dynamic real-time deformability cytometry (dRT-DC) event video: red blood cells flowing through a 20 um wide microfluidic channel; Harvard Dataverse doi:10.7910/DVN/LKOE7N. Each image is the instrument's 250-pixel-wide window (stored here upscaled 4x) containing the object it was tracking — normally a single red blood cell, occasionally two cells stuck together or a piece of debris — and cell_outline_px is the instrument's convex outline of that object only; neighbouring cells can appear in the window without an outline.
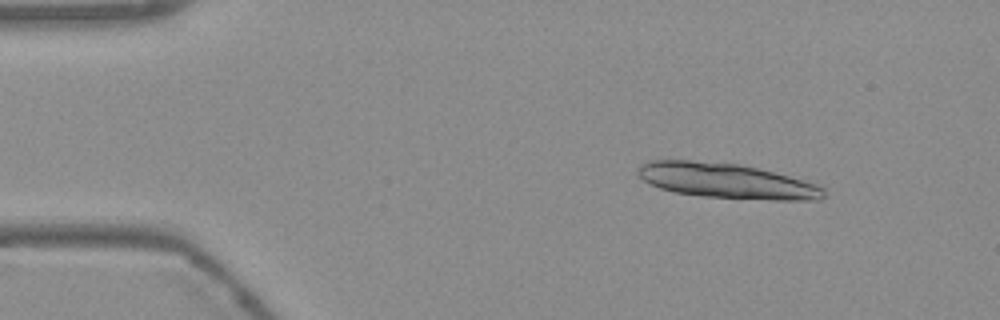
{"species": "Egyptian fruit bat (a non-hibernating species)", "species_latin": "Rousettus aegyptiacus", "temperature_condition": "warm", "stored_images_in_passage": 54, "camera_frame_rate_fps": 3000, "um_per_image_px": 0.085, "frame": {"image": 1, "passage_image": 7, "time_ms": 2.0, "image_size_px": [1000, 320], "cell_outline_px": [[824, 196], [820, 200], [772, 200], [704, 196], [676, 192], [660, 188], [644, 180], [636, 172], [636, 168], [640, 164], [652, 160], [692, 160], [736, 164], [756, 168], [804, 180], [816, 184], [824, 188]], "centroid_in_image_um": [61.74, 15.37], "position_along_channel_um": 23.3, "area_um2": 37.57}}
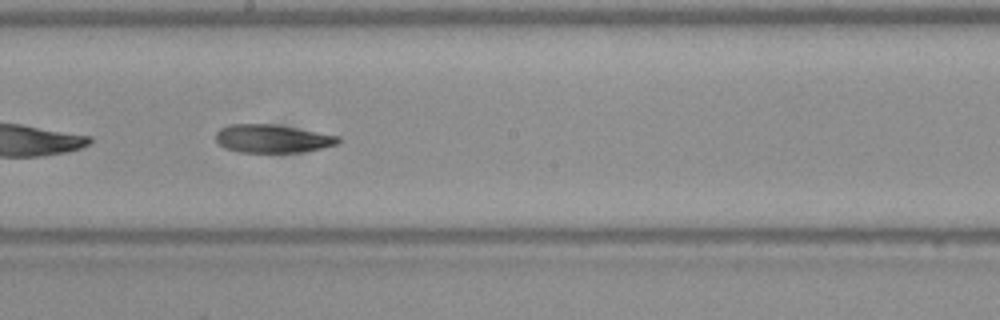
{"frame": {"image": 2, "passage_image": 30, "time_ms": 9.667, "image_size_px": [1000, 320], "cell_outline_px": [[340, 140], [336, 144], [320, 148], [300, 152], [240, 152], [224, 148], [216, 140], [216, 132], [220, 128], [228, 124], [276, 124], [340, 136]], "centroid_in_image_um": [23.12, 11.77], "position_along_channel_um": 225.1, "area_um2": 20.06}}
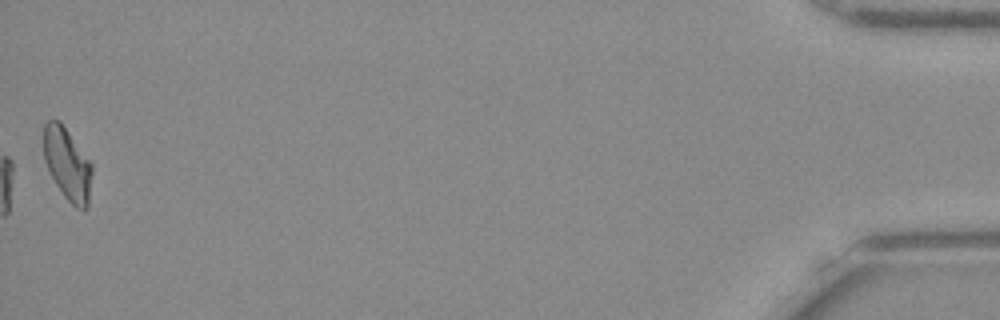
{"frame": {"image": 3, "passage_image": 54, "time_ms": 17.667, "image_size_px": [1000, 320], "cell_outline_px": [[92, 172], [88, 208], [76, 208], [64, 196], [56, 184], [44, 160], [44, 124], [48, 120], [60, 120], [92, 164]], "centroid_in_image_um": [5.73, 13.94], "position_along_channel_um": 429.5, "area_um2": 20.17}, "authors_computed_cell_mechanics": {"area_um2": 20.8658, "velocity_mm_per_s": 3.7718, "shape_relaxation_time_tau1_ms": null, "shape_relaxation_time_tau2_ms": 5.6763, "deformation_change_tau1": null, "deformation_change_tau2": 0.1355}}